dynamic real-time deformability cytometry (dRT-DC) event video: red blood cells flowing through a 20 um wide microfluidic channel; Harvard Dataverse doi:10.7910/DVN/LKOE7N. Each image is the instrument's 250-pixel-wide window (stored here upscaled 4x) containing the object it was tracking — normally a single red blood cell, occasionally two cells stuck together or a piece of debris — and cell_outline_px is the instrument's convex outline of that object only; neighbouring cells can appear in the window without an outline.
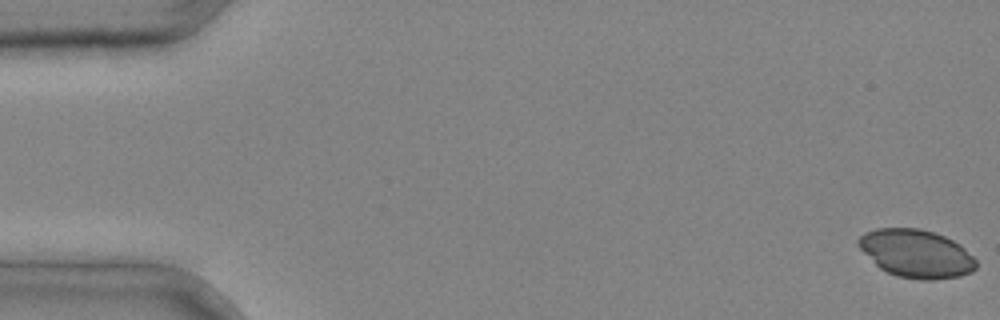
{"species": "common noctule bat (a hibernating species)", "species_latin": "Nyctalus noctula", "temperature_condition": "cold", "stored_images_in_passage": 4, "segment_of_instrument_passage": [2, 2], "camera_frame_rate_fps": 3000, "um_per_image_px": 0.085, "animal": {"sex": "male", "body_mass_g": 20.4}, "frame": {"image": 1, "passage_image": 4, "time_ms": 1.0, "image_size_px": [1000, 320], "cell_outline_px": [[976, 268], [972, 272], [960, 276], [932, 280], [920, 280], [896, 276], [880, 268], [856, 244], [856, 240], [864, 232], [876, 228], [920, 228], [944, 236], [960, 244], [976, 260]], "centroid_in_image_um": [77.87, 21.55], "position_along_channel_um": 7.1, "area_um2": 32.95}}